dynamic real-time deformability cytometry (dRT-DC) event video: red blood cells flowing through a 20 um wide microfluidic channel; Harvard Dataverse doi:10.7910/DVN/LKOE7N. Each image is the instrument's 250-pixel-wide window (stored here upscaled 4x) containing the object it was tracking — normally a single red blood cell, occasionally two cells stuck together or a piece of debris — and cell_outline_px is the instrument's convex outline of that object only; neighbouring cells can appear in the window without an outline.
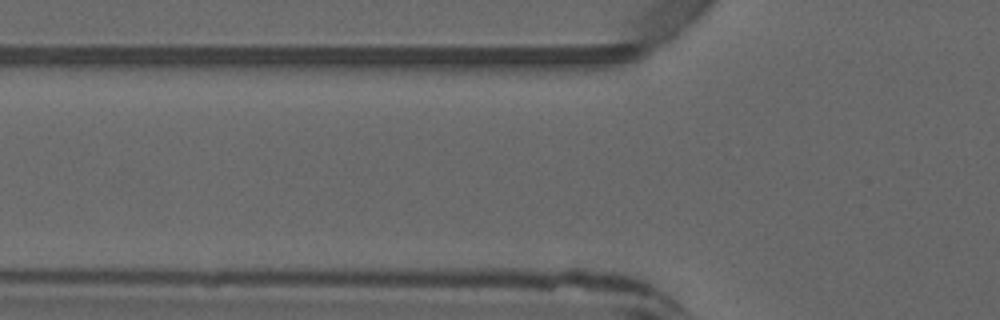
{"species": "common noctule bat (a hibernating species)", "species_latin": "Nyctalus noctula", "temperature_condition": "warm", "stored_images_in_passage": 2, "camera_frame_rate_fps": 3000, "um_per_image_px": 0.085, "animal": {"sex": "male", "forearm_length_mm": 52.5}, "frame": {"image": 1, "passage_image": 2, "time_ms": 0.333, "image_size_px": [1000, 320], "cell_outline_px": [[536, 52], [512, 60], [444, 60], [396, 52], [400, 48], [536, 48]], "centroid_in_image_um": [39.91, 4.53], "position_along_channel_um": 85.9, "area_um2": 10.0}}